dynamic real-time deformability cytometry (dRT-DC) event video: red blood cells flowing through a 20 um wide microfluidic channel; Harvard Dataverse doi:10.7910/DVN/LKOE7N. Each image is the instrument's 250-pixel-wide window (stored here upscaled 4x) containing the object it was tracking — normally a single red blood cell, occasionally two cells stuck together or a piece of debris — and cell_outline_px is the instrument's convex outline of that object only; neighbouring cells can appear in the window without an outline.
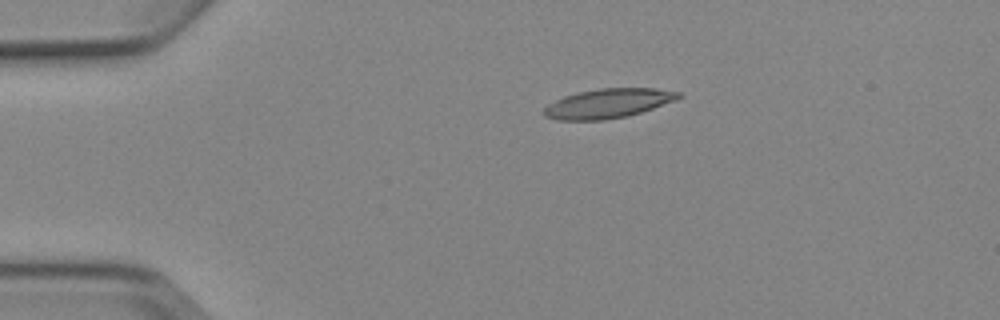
{"species": "Egyptian fruit bat (a non-hibernating species)", "species_latin": "Rousettus aegyptiacus", "temperature_condition": "cold", "stored_images_in_passage": 5, "camera_frame_rate_fps": 3000, "um_per_image_px": 0.085, "animal": {"sex": "female"}, "frame": {"image": 1, "passage_image": 3, "time_ms": 3.333, "image_size_px": [1000, 320], "cell_outline_px": [[680, 96], [676, 100], [628, 116], [604, 120], [556, 120], [544, 116], [544, 108], [548, 104], [564, 96], [580, 92], [600, 88], [656, 88], [680, 92]], "centroid_in_image_um": [51.67, 8.79], "position_along_channel_um": 33.3, "area_um2": 22.89}}
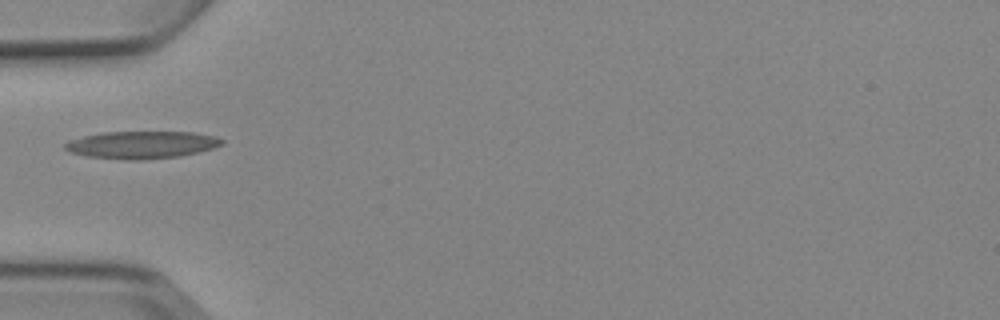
{"frame": {"image": 2, "passage_image": 5, "time_ms": 5.667, "image_size_px": [1000, 320], "cell_outline_px": [[224, 144], [200, 152], [180, 156], [140, 160], [128, 160], [88, 156], [72, 152], [64, 148], [64, 144], [68, 140], [84, 136], [104, 132], [192, 132], [216, 136], [224, 140]], "centroid_in_image_um": [12.08, 12.3], "position_along_channel_um": 72.9, "area_um2": 25.03}}